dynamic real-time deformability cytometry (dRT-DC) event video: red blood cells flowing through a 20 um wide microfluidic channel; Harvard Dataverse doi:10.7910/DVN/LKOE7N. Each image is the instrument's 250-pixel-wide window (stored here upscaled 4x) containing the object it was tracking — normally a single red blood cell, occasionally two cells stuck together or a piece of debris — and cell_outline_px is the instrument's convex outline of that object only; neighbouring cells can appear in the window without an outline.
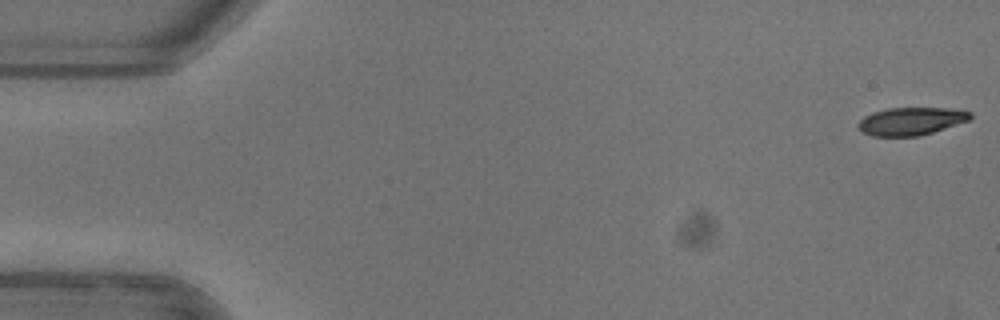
{"species": "common noctule bat (a hibernating species)", "species_latin": "Nyctalus noctula", "temperature_condition": "warm", "stored_images_in_passage": 52, "camera_frame_rate_fps": 3000, "um_per_image_px": 0.085, "animal": {"sex": "female"}, "frame": {"image": 1, "passage_image": 1, "time_ms": 0.0, "image_size_px": [1000, 320], "cell_outline_px": [[972, 116], [968, 120], [932, 132], [916, 136], [872, 136], [864, 132], [856, 124], [864, 116], [872, 112], [888, 108], [948, 108], [972, 112]], "centroid_in_image_um": [77.41, 10.29], "position_along_channel_um": 7.6, "area_um2": 17.92}}
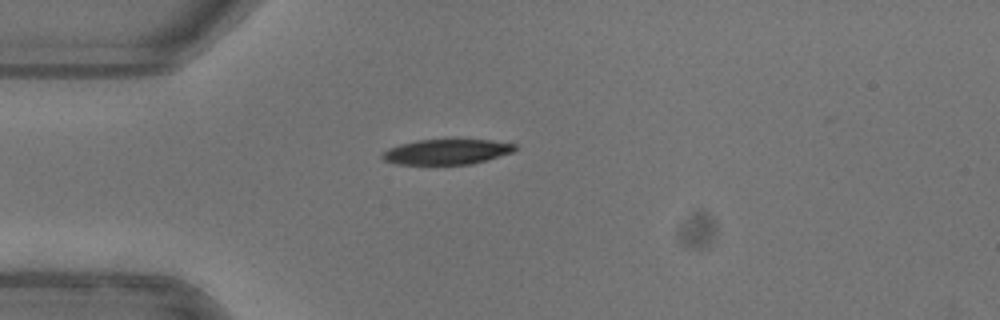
{"frame": {"image": 2, "passage_image": 14, "time_ms": 4.333, "image_size_px": [1000, 320], "cell_outline_px": [[516, 148], [512, 152], [472, 164], [432, 168], [396, 164], [384, 160], [380, 156], [380, 152], [388, 148], [400, 144], [416, 140], [492, 140], [516, 144]], "centroid_in_image_um": [37.86, 12.96], "position_along_channel_um": 47.1, "area_um2": 20.52}}
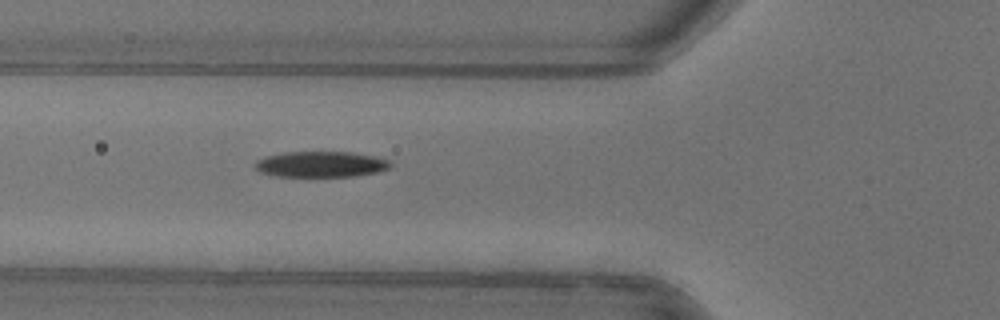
{"frame": {"image": 3, "passage_image": 19, "time_ms": 6.0, "image_size_px": [1000, 320], "cell_outline_px": [[392, 164], [388, 168], [376, 172], [352, 176], [276, 176], [260, 172], [256, 168], [256, 160], [268, 156], [284, 152], [352, 152], [372, 156], [388, 160]], "centroid_in_image_um": [27.26, 13.96], "position_along_channel_um": 98.5, "area_um2": 20.0}, "authors_computed_cell_mechanics": {"area_um2": 20.6635, "velocity_mm_per_s": 3.9926, "shape_relaxation_time_tau1_ms": 3.9494, "shape_relaxation_time_tau2_ms": 8.3046, "deformation_change_tau1": 0.1564, "deformation_change_tau2": 0.1638}}